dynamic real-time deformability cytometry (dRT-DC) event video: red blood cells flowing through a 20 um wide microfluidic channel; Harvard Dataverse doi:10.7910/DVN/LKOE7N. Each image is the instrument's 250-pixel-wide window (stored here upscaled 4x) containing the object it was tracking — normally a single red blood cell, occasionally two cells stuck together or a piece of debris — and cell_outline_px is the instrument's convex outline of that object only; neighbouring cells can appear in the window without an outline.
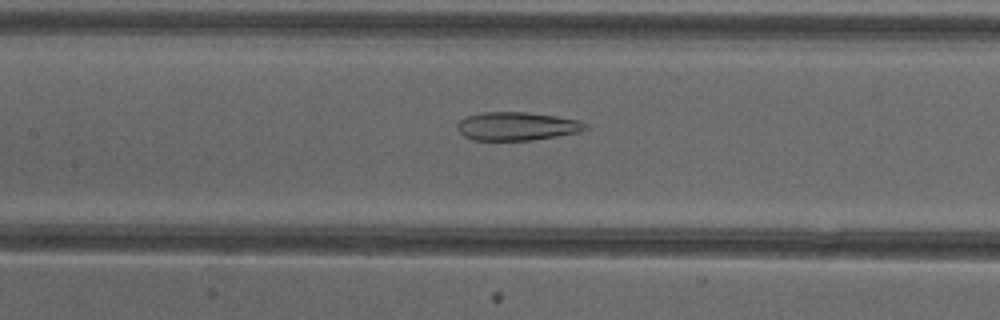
{"species": "common noctule bat (a hibernating species)", "species_latin": "Nyctalus noctula", "temperature_condition": "cold", "stored_images_in_passage": 44, "camera_frame_rate_fps": 3000, "um_per_image_px": 0.085, "animal": {"sex": "female"}, "frame": {"image": 1, "passage_image": 17, "time_ms": 5.333, "image_size_px": [1000, 320], "cell_outline_px": [[588, 128], [580, 132], [532, 140], [472, 140], [464, 136], [456, 128], [456, 124], [460, 120], [468, 116], [480, 112], [524, 112], [556, 116], [580, 120], [588, 124]], "centroid_in_image_um": [43.94, 10.73], "position_along_channel_um": 163.5, "area_um2": 21.27}}
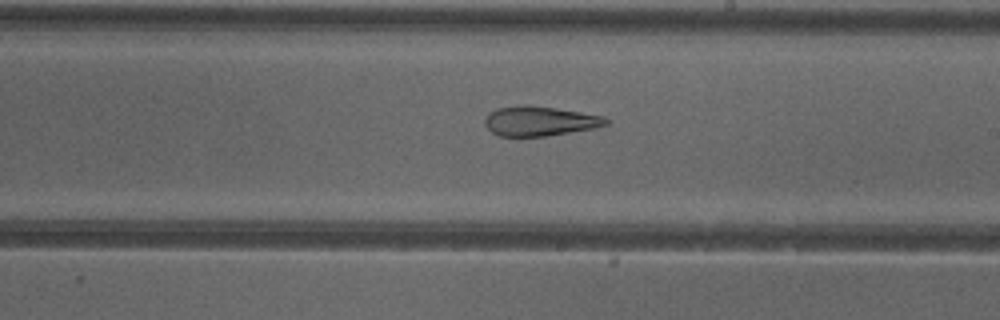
{"frame": {"image": 2, "passage_image": 23, "time_ms": 7.333, "image_size_px": [1000, 320], "cell_outline_px": [[608, 124], [592, 128], [548, 136], [500, 136], [492, 132], [484, 124], [484, 120], [488, 112], [496, 108], [524, 104], [528, 104], [556, 108], [604, 116], [608, 120]], "centroid_in_image_um": [45.83, 10.28], "position_along_channel_um": 243.2, "area_um2": 20.98}}
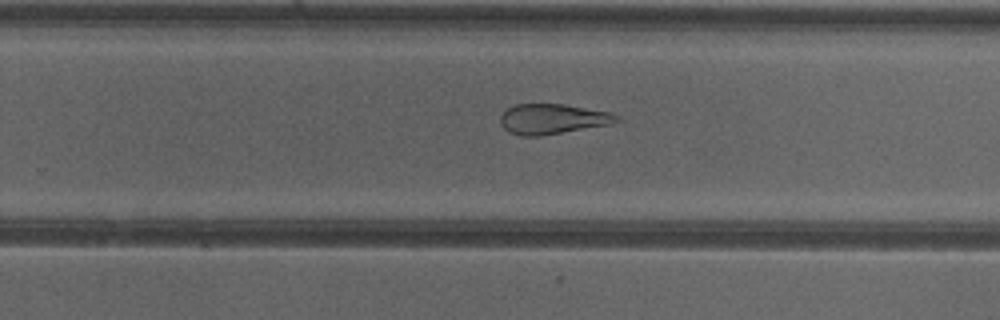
{"frame": {"image": 3, "passage_image": 26, "time_ms": 8.333, "image_size_px": [1000, 320], "cell_outline_px": [[620, 120], [608, 124], [540, 136], [524, 136], [508, 132], [500, 124], [500, 116], [508, 108], [516, 104], [564, 104], [612, 112], [620, 116]], "centroid_in_image_um": [46.96, 10.1], "position_along_channel_um": 282.8, "area_um2": 20.35}, "authors_computed_cell_mechanics": {"area_um2": 24.8829, "velocity_mm_per_s": 3.9925, "shape_relaxation_time_tau1_ms": null, "shape_relaxation_time_tau2_ms": 2.9462, "deformation_change_tau1": null, "deformation_change_tau2": 0.1288}}